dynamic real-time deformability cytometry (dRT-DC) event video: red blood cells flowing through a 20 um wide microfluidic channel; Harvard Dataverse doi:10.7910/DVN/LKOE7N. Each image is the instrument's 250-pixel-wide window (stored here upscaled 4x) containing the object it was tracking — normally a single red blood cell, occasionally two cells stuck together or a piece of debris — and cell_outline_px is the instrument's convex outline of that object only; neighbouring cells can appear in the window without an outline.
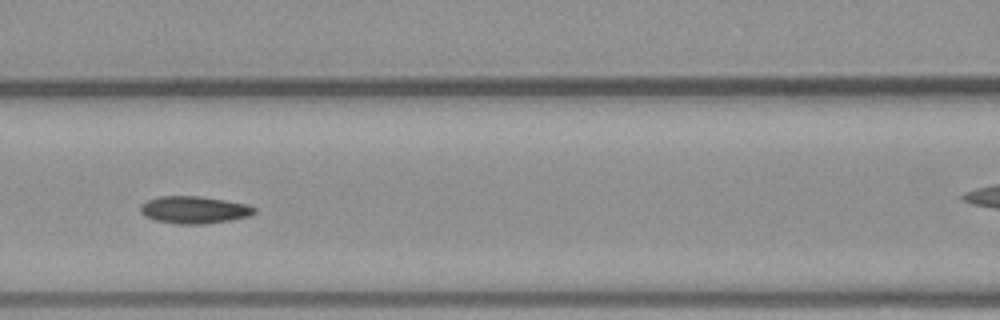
{"species": "common noctule bat (a hibernating species)", "species_latin": "Nyctalus noctula", "temperature_condition": "warm", "stored_images_in_passage": 18, "camera_frame_rate_fps": 3000, "um_per_image_px": 0.085, "animal": {"sex": "male", "body_mass_g": 23.1, "forearm_length_mm": 52.7}, "frame": {"image": 1, "passage_image": 13, "time_ms": 4.0, "image_size_px": [1000, 320], "cell_outline_px": [[256, 212], [248, 216], [228, 220], [204, 224], [176, 224], [156, 220], [144, 216], [140, 212], [140, 204], [148, 200], [160, 196], [200, 196], [248, 204], [256, 208]], "centroid_in_image_um": [16.48, 17.83], "position_along_channel_um": 150.1, "area_um2": 18.09}}
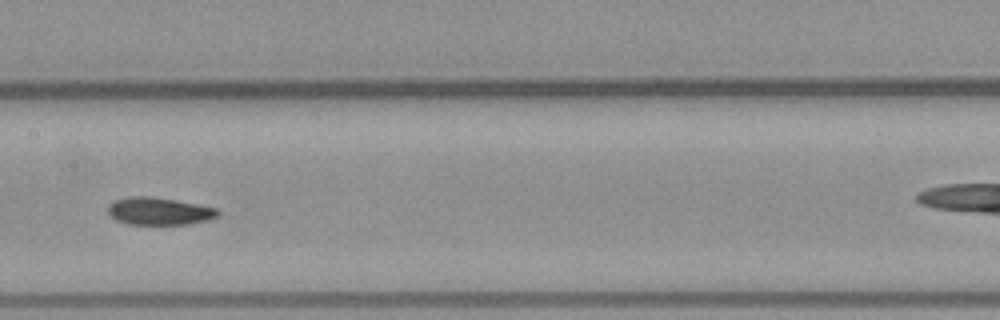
{"frame": {"image": 2, "passage_image": 16, "time_ms": 5.0, "image_size_px": [1000, 320], "cell_outline_px": [[220, 216], [188, 224], [128, 224], [116, 220], [108, 212], [108, 204], [116, 200], [128, 196], [152, 196], [200, 204], [216, 208], [220, 212]], "centroid_in_image_um": [13.53, 17.94], "position_along_channel_um": 193.9, "area_um2": 17.63}}